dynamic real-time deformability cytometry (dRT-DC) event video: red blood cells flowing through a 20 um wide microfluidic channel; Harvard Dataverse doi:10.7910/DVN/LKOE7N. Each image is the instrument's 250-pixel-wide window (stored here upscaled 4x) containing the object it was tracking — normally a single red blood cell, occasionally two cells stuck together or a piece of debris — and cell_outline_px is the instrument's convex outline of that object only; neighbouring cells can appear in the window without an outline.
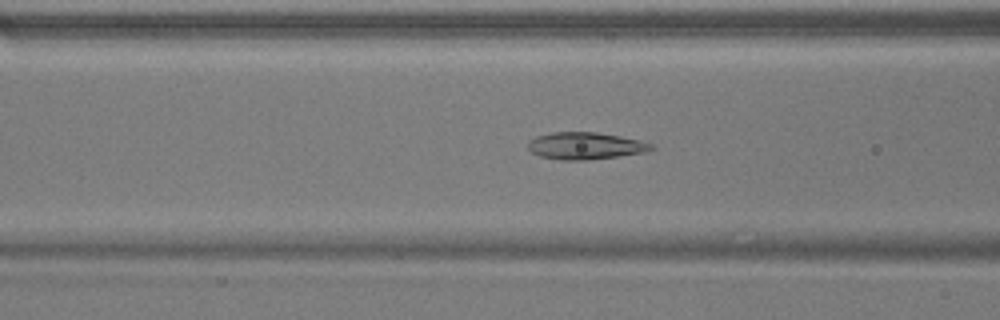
{"species": "common noctule bat (a hibernating species)", "species_latin": "Nyctalus noctula", "temperature_condition": "warm", "stored_images_in_passage": 47, "camera_frame_rate_fps": 3000, "um_per_image_px": 0.085, "animal": {"sex": "male", "body_mass_g": 17.9}, "frame": {"image": 1, "passage_image": 15, "time_ms": 4.667, "image_size_px": [1000, 320], "cell_outline_px": [[656, 148], [648, 152], [588, 160], [560, 160], [540, 156], [532, 152], [528, 148], [528, 140], [536, 136], [552, 132], [596, 132], [620, 136], [640, 140], [652, 144]], "centroid_in_image_um": [49.77, 12.39], "position_along_channel_um": 116.8, "area_um2": 19.59}}
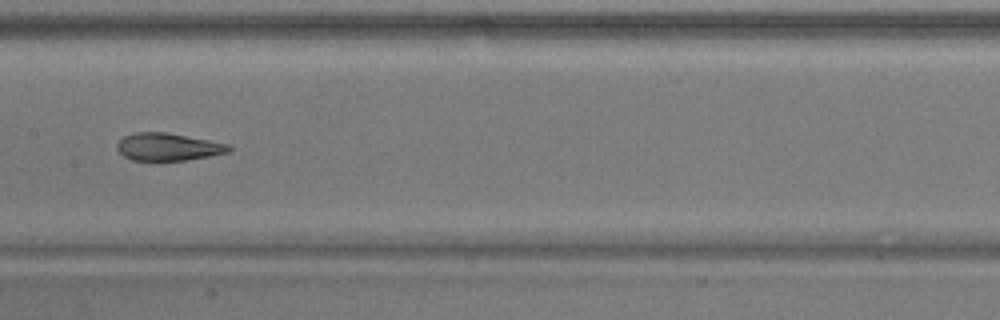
{"frame": {"image": 2, "passage_image": 21, "time_ms": 6.667, "image_size_px": [1000, 320], "cell_outline_px": [[232, 148], [228, 152], [208, 156], [184, 160], [132, 160], [124, 156], [116, 148], [116, 144], [124, 136], [136, 132], [164, 132], [232, 144]], "centroid_in_image_um": [14.29, 12.48], "position_along_channel_um": 193.1, "area_um2": 17.8}}
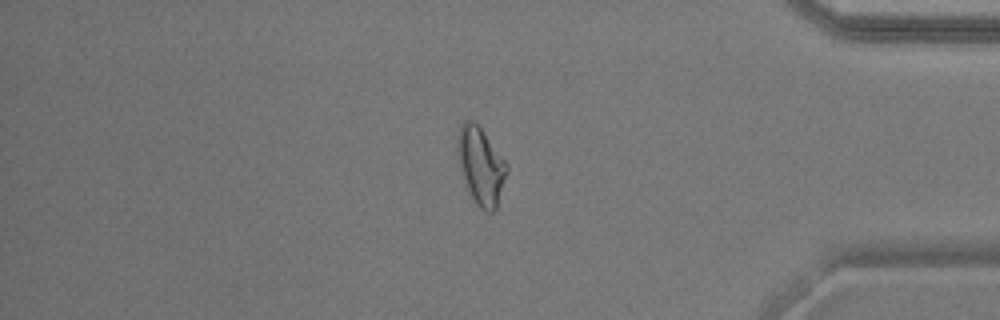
{"frame": {"image": 3, "passage_image": 39, "time_ms": 12.667, "image_size_px": [1000, 320], "cell_outline_px": [[508, 172], [496, 208], [492, 212], [488, 212], [480, 208], [472, 200], [468, 192], [460, 172], [456, 152], [456, 140], [460, 124], [464, 120], [472, 120], [480, 128], [508, 164]], "centroid_in_image_um": [40.83, 14.11], "position_along_channel_um": 394.4, "area_um2": 22.48}, "authors_computed_cell_mechanics": {"area_um2": 20.23, "velocity_mm_per_s": 3.8025, "shape_relaxation_time_tau1_ms": 10.4544, "shape_relaxation_time_tau2_ms": 1.497, "deformation_change_tau1": 0.2491, "deformation_change_tau2": 0.0832}}